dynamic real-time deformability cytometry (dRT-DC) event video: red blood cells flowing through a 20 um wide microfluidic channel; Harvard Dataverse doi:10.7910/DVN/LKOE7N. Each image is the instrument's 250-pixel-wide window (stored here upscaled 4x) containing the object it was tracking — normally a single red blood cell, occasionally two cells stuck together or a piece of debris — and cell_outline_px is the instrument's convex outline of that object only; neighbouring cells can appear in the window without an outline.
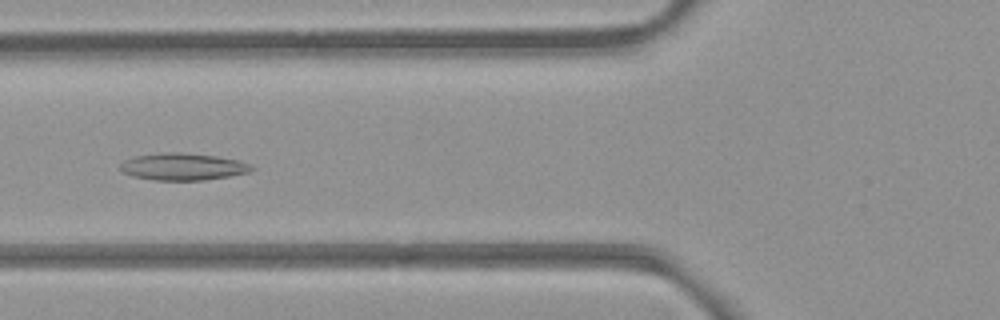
{"species": "common noctule bat (a hibernating species)", "species_latin": "Nyctalus noctula", "temperature_condition": "room temperature", "stored_images_in_passage": 52, "camera_frame_rate_fps": 3000, "um_per_image_px": 0.085, "animal": {"sex": "female", "body_mass_g": 21.9}, "frame": {"image": 1, "passage_image": 20, "time_ms": 6.333, "image_size_px": [1000, 320], "cell_outline_px": [[256, 168], [248, 172], [228, 176], [204, 180], [152, 180], [132, 176], [120, 172], [120, 164], [124, 160], [136, 156], [160, 152], [180, 152], [216, 156], [240, 160], [252, 164]], "centroid_in_image_um": [15.54, 14.16], "position_along_channel_um": 110.3, "area_um2": 20.92}}
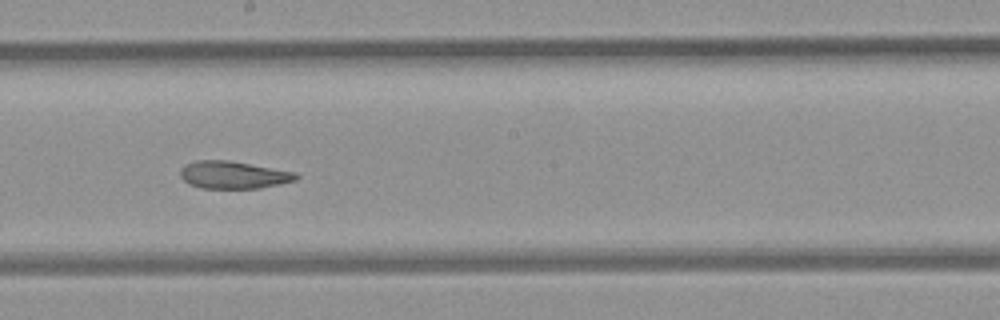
{"frame": {"image": 2, "passage_image": 29, "time_ms": 9.333, "image_size_px": [1000, 320], "cell_outline_px": [[300, 176], [296, 180], [280, 184], [260, 188], [200, 188], [184, 180], [180, 176], [180, 168], [184, 164], [196, 160], [228, 160], [296, 172]], "centroid_in_image_um": [19.84, 14.86], "position_along_channel_um": 228.4, "area_um2": 18.55}}
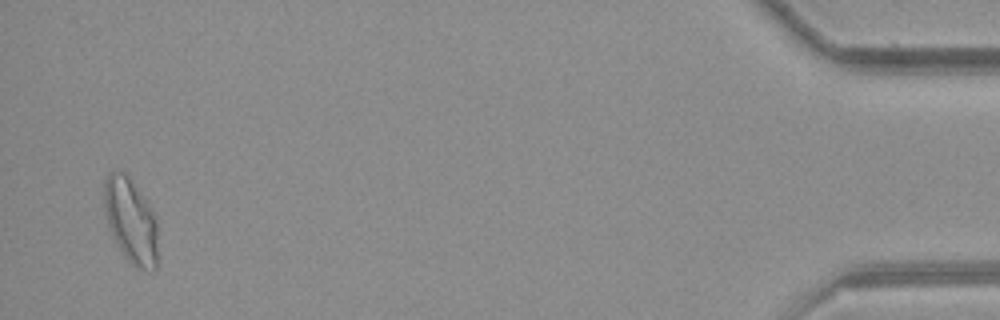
{"frame": {"image": 3, "passage_image": 51, "time_ms": 16.667, "image_size_px": [1000, 320], "cell_outline_px": [[156, 268], [152, 272], [136, 268], [128, 260], [116, 244], [108, 224], [104, 204], [104, 184], [108, 172], [124, 172], [128, 176], [140, 192], [156, 216]], "centroid_in_image_um": [11.11, 18.78], "position_along_channel_um": 424.1, "area_um2": 26.24}, "authors_computed_cell_mechanics": {"area_um2": 21.2415, "velocity_mm_per_s": 3.9236, "shape_relaxation_time_tau1_ms": null, "shape_relaxation_time_tau2_ms": 4.7852, "deformation_change_tau1": null, "deformation_change_tau2": 0.1186}}